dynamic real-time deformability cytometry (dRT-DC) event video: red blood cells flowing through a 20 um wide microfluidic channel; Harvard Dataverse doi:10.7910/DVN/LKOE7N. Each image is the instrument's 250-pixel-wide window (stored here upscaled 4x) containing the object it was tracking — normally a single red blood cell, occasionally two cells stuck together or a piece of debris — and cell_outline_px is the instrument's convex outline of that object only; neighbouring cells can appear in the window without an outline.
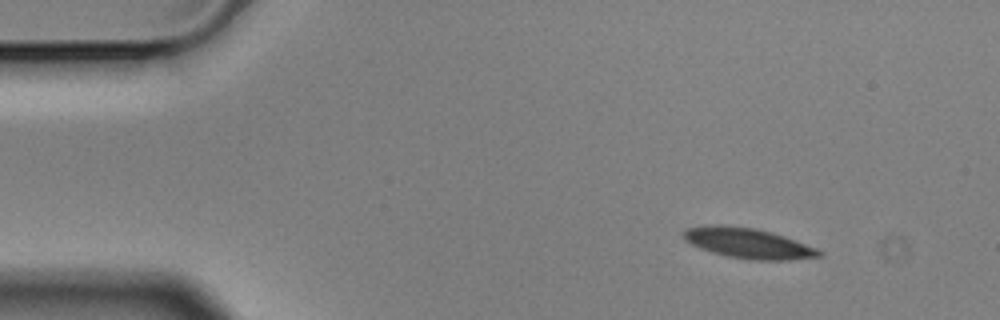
{"species": "Egyptian fruit bat (a non-hibernating species)", "species_latin": "Rousettus aegyptiacus", "temperature_condition": "cold", "stored_images_in_passage": 4, "camera_frame_rate_fps": 3000, "um_per_image_px": 0.085, "animal": {"sex": "male"}, "frame": {"image": 1, "passage_image": 1, "time_ms": 0.0, "image_size_px": [1000, 320], "cell_outline_px": [[824, 252], [820, 256], [788, 260], [748, 260], [728, 256], [712, 252], [700, 248], [684, 240], [684, 232], [688, 228], [716, 224], [720, 224], [756, 228], [772, 232], [784, 236], [816, 248]], "centroid_in_image_um": [63.6, 20.67], "position_along_channel_um": 21.4, "area_um2": 23.76}}
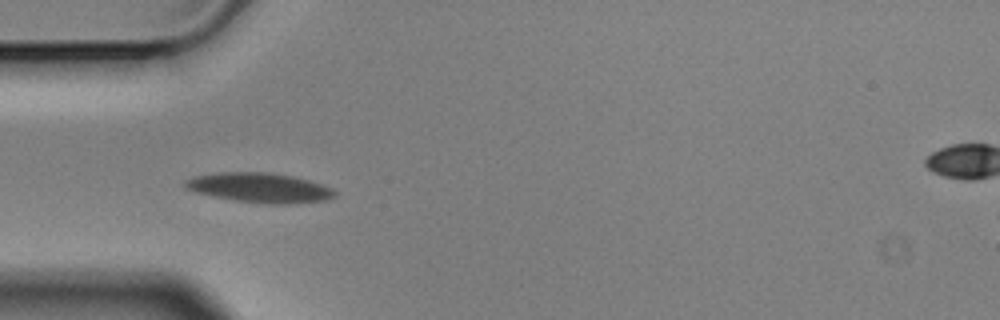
{"frame": {"image": 2, "passage_image": 3, "time_ms": 0.667, "image_size_px": [1000, 320], "cell_outline_px": [[336, 196], [324, 200], [288, 204], [268, 204], [232, 200], [212, 196], [196, 192], [184, 188], [184, 180], [192, 176], [216, 172], [268, 172], [292, 176], [308, 180], [332, 188], [336, 192]], "centroid_in_image_um": [22.01, 15.95], "position_along_channel_um": 63.0, "area_um2": 26.01}}
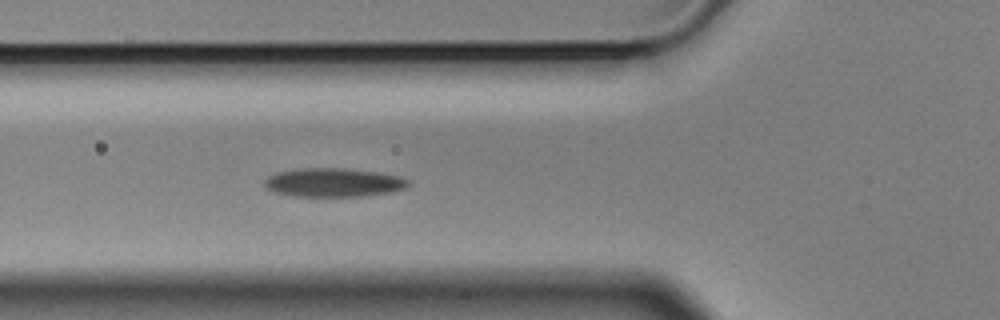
{"frame": {"image": 3, "passage_image": 4, "time_ms": 1.0, "image_size_px": [1000, 320], "cell_outline_px": [[412, 184], [404, 188], [392, 192], [364, 196], [292, 196], [272, 192], [264, 184], [264, 180], [268, 176], [276, 172], [304, 168], [344, 168], [380, 172], [400, 176], [412, 180]], "centroid_in_image_um": [28.39, 15.51], "position_along_channel_um": 97.4, "area_um2": 24.39}}